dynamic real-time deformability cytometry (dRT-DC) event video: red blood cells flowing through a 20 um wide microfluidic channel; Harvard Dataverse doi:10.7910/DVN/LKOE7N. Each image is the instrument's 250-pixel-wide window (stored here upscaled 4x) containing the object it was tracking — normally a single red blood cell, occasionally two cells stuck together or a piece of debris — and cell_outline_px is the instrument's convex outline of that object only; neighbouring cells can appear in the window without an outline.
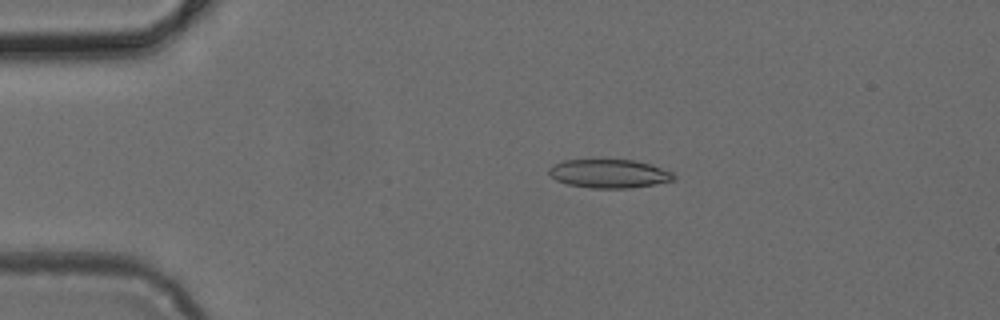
{"species": "common noctule bat (a hibernating species)", "species_latin": "Nyctalus noctula", "temperature_condition": "cold", "stored_images_in_passage": 4, "camera_frame_rate_fps": 3000, "um_per_image_px": 0.085, "animal": {"sex": "female", "body_mass_g": 24.6, "forearm_length_mm": 56.2}, "frame": {"image": 1, "passage_image": 3, "time_ms": 0.667, "image_size_px": [1000, 320], "cell_outline_px": [[676, 180], [628, 188], [592, 188], [568, 184], [556, 180], [548, 172], [548, 168], [552, 164], [564, 160], [600, 156], [632, 160], [648, 164], [672, 172], [676, 176]], "centroid_in_image_um": [51.7, 14.7], "position_along_channel_um": 33.3, "area_um2": 21.56}}